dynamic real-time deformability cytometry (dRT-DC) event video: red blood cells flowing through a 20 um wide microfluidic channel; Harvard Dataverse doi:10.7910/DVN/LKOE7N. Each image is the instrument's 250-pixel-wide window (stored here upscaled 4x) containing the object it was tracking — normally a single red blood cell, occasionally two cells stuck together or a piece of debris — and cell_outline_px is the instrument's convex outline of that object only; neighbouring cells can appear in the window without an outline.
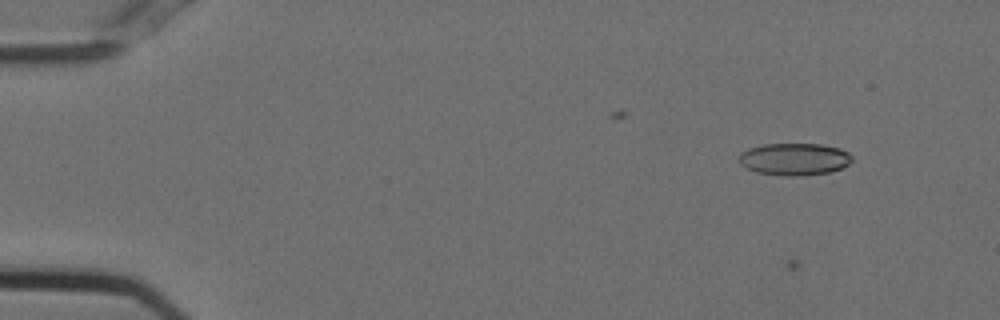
{"species": "Egyptian fruit bat (a non-hibernating species)", "species_latin": "Rousettus aegyptiacus", "temperature_condition": "cold", "stored_images_in_passage": 19, "camera_frame_rate_fps": 3000, "um_per_image_px": 0.085, "animal": {"sex": "female"}, "frame": {"image": 1, "passage_image": 6, "time_ms": 1.667, "image_size_px": [1000, 320], "cell_outline_px": [[852, 160], [848, 164], [840, 168], [828, 172], [796, 176], [784, 176], [756, 172], [744, 168], [740, 164], [740, 156], [748, 148], [764, 144], [820, 144], [840, 148], [848, 152], [852, 156]], "centroid_in_image_um": [67.51, 13.53], "position_along_channel_um": 17.5, "area_um2": 21.1}}
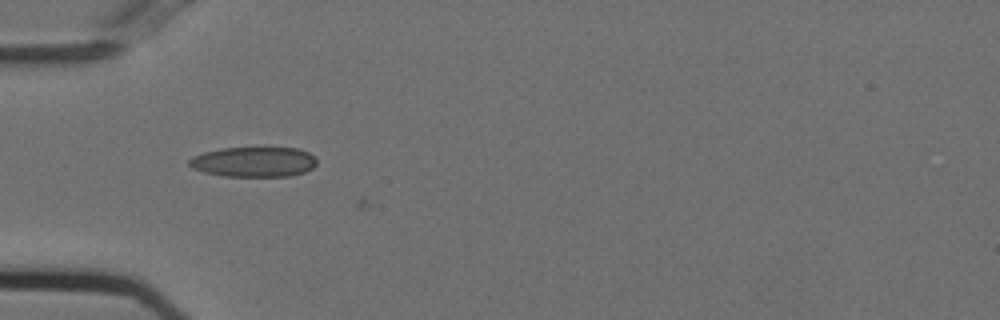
{"frame": {"image": 2, "passage_image": 18, "time_ms": 5.667, "image_size_px": [1000, 320], "cell_outline_px": [[316, 164], [312, 168], [304, 172], [288, 176], [224, 176], [204, 172], [192, 168], [188, 164], [188, 160], [192, 156], [204, 152], [220, 148], [296, 148], [308, 152], [316, 156]], "centroid_in_image_um": [21.56, 13.75], "position_along_channel_um": 63.4, "area_um2": 22.37}}